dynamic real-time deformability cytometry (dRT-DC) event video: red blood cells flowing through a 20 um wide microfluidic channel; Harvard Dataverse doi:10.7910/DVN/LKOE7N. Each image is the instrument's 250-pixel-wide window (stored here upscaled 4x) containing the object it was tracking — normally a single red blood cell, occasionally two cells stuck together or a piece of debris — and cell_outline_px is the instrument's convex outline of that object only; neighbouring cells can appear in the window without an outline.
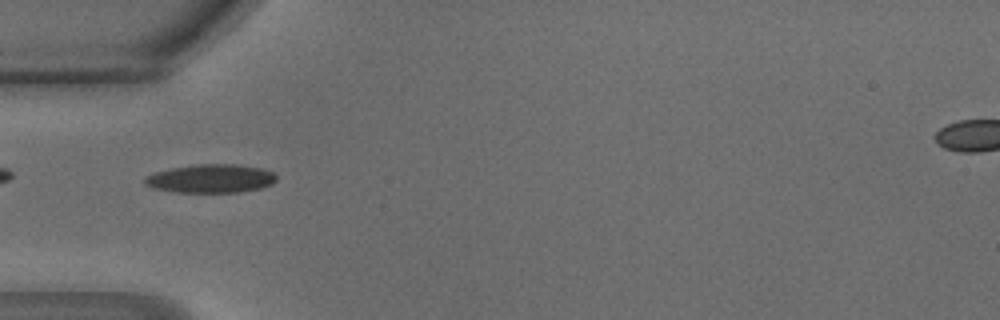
{"species": "common noctule bat (a hibernating species)", "species_latin": "Nyctalus noctula", "temperature_condition": "warm", "stored_images_in_passage": 47, "camera_frame_rate_fps": 3000, "um_per_image_px": 0.085, "animal": {"sex": "male", "body_mass_g": 18.8}, "frame": {"image": 1, "passage_image": 15, "time_ms": 4.667, "image_size_px": [1000, 320], "cell_outline_px": [[272, 180], [264, 184], [248, 188], [212, 192], [204, 192], [172, 188], [152, 184], [148, 180], [156, 176], [168, 172], [188, 168], [244, 168], [264, 172], [272, 176]], "centroid_in_image_um": [18.0, 15.23], "position_along_channel_um": 67.0, "area_um2": 16.07}}
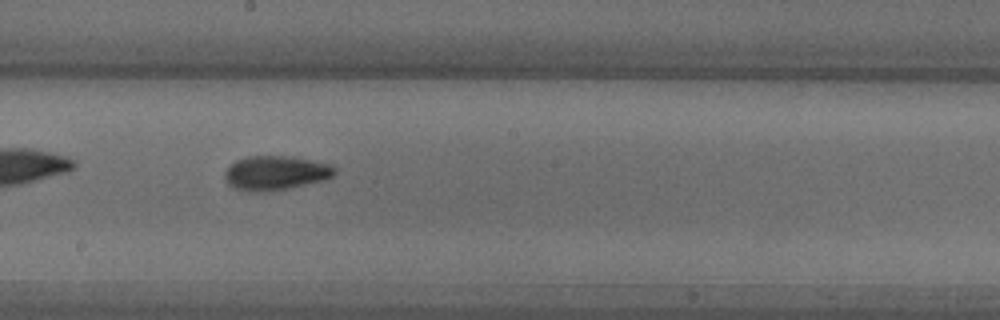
{"frame": {"image": 2, "passage_image": 26, "time_ms": 8.333, "image_size_px": [1000, 320], "cell_outline_px": [[332, 172], [324, 176], [308, 180], [288, 184], [240, 184], [232, 180], [232, 168], [236, 164], [256, 160], [276, 160], [308, 164], [328, 168]], "centroid_in_image_um": [23.44, 14.65], "position_along_channel_um": 224.8, "area_um2": 13.58}}
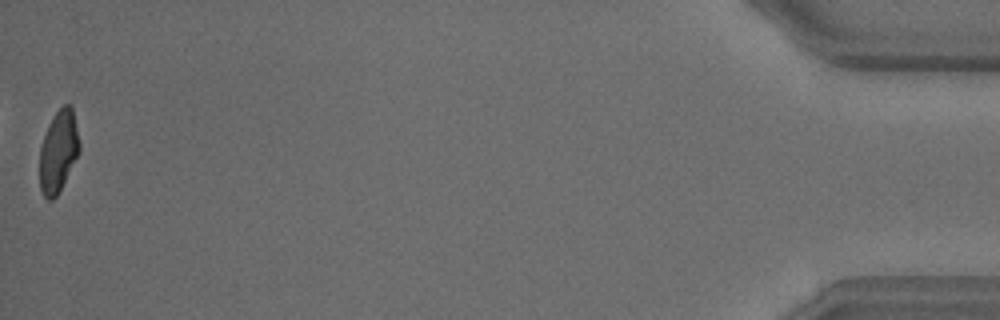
{"frame": {"image": 3, "passage_image": 47, "time_ms": 15.333, "image_size_px": [1000, 320], "cell_outline_px": [[76, 156], [60, 188], [52, 196], [48, 196], [44, 192], [40, 184], [40, 156], [44, 140], [48, 128], [52, 120], [60, 108], [68, 104], [72, 112], [76, 136]], "centroid_in_image_um": [4.92, 12.85], "position_along_channel_um": 430.3, "area_um2": 16.53}, "authors_computed_cell_mechanics": {"area_um2": 16.2418, "velocity_mm_per_s": 4.2848, "shape_relaxation_time_tau1_ms": null, "shape_relaxation_time_tau2_ms": 2.7683, "deformation_change_tau1": null, "deformation_change_tau2": 0.1081}}